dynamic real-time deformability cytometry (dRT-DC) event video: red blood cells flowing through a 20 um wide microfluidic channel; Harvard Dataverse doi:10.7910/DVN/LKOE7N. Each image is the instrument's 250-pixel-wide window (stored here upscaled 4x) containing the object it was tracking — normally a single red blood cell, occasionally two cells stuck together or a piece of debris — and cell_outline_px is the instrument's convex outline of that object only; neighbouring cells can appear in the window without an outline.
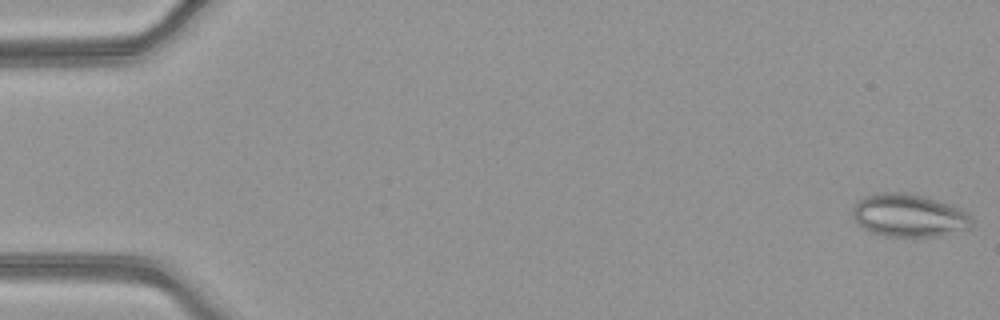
{"species": "common noctule bat (a hibernating species)", "species_latin": "Nyctalus noctula", "temperature_condition": "warm", "stored_images_in_passage": 51, "camera_frame_rate_fps": 3000, "um_per_image_px": 0.085, "animal": {"sex": "female", "body_mass_g": 21.9}, "frame": {"image": 1, "passage_image": 1, "time_ms": 0.0, "image_size_px": [1000, 320], "cell_outline_px": [[976, 224], [972, 228], [936, 236], [888, 236], [872, 232], [864, 228], [852, 216], [852, 208], [856, 200], [864, 196], [876, 192], [904, 192], [928, 196], [960, 208], [968, 212], [972, 216]], "centroid_in_image_um": [77.3, 18.28], "position_along_channel_um": 7.7, "area_um2": 30.29}}
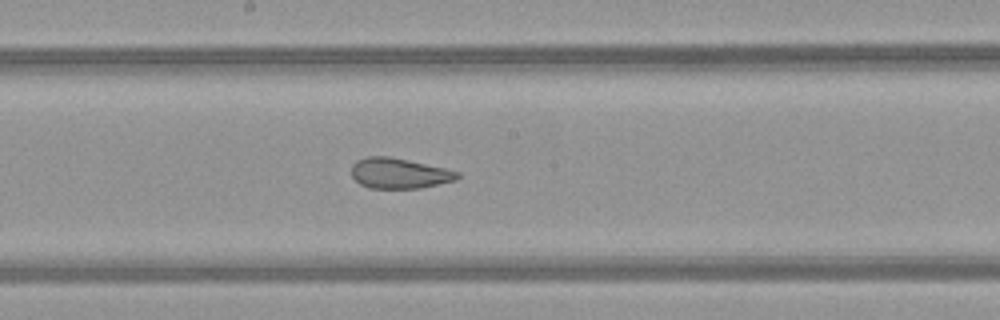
{"frame": {"image": 2, "passage_image": 28, "time_ms": 9.0, "image_size_px": [1000, 320], "cell_outline_px": [[460, 176], [456, 180], [420, 188], [368, 188], [360, 184], [352, 176], [352, 164], [356, 160], [368, 156], [388, 156], [408, 160], [444, 168], [460, 172]], "centroid_in_image_um": [33.92, 14.73], "position_along_channel_um": 214.3, "area_um2": 18.73}}
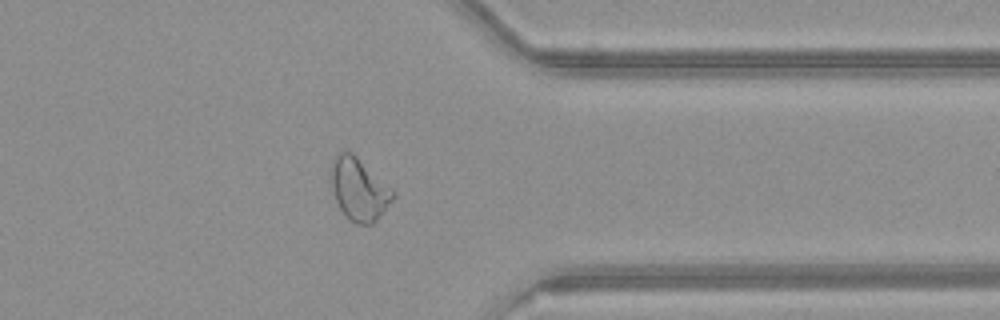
{"frame": {"image": 3, "passage_image": 41, "time_ms": 13.333, "image_size_px": [1000, 320], "cell_outline_px": [[396, 196], [376, 220], [372, 224], [356, 224], [348, 220], [344, 216], [332, 192], [328, 172], [332, 160], [336, 152], [352, 152], [396, 192]], "centroid_in_image_um": [30.47, 16.08], "position_along_channel_um": 380.9, "area_um2": 22.89}, "authors_computed_cell_mechanics": {"area_um2": 24.0448, "velocity_mm_per_s": 4.0349, "shape_relaxation_time_tau1_ms": null, "shape_relaxation_time_tau2_ms": 1.4661, "deformation_change_tau1": null, "deformation_change_tau2": 0.0874}}